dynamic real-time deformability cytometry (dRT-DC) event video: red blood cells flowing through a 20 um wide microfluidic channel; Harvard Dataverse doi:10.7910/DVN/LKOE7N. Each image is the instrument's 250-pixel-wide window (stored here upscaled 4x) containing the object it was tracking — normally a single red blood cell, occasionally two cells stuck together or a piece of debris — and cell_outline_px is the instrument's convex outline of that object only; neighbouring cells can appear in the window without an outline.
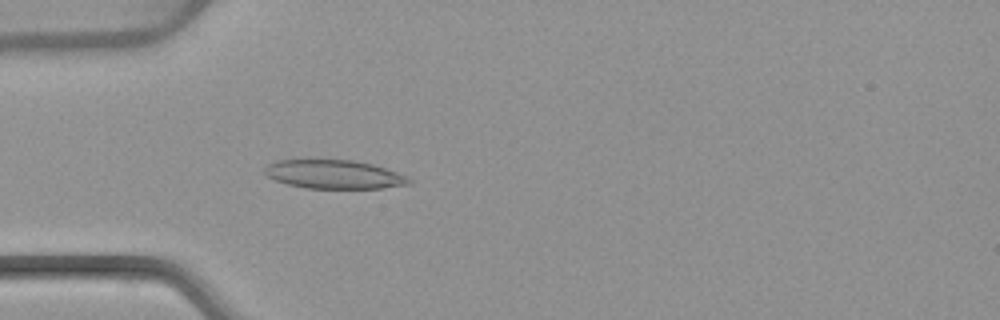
{"species": "common noctule bat (a hibernating species)", "species_latin": "Nyctalus noctula", "temperature_condition": "warm", "stored_images_in_passage": 5, "camera_frame_rate_fps": 3000, "um_per_image_px": 0.085, "animal": {"sex": "female", "body_mass_g": 22.7, "forearm_length_mm": 54.2}, "frame": {"image": 1, "passage_image": 5, "time_ms": 4.667, "image_size_px": [1000, 320], "cell_outline_px": [[412, 184], [384, 188], [304, 188], [288, 184], [276, 180], [268, 176], [264, 172], [264, 168], [268, 164], [276, 160], [352, 160], [372, 164], [396, 172], [412, 180]], "centroid_in_image_um": [28.39, 14.82], "position_along_channel_um": 56.6, "area_um2": 23.99}}